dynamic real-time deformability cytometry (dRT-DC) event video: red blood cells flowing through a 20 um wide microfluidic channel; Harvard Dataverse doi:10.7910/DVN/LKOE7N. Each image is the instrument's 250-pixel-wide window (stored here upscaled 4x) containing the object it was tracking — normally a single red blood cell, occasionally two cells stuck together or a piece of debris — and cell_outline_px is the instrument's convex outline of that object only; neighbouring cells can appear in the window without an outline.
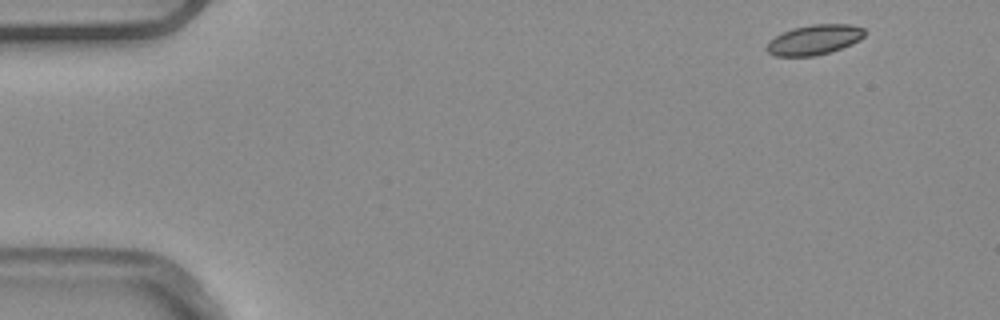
{"species": "common noctule bat (a hibernating species)", "species_latin": "Nyctalus noctula", "temperature_condition": "warm", "stored_images_in_passage": 4, "camera_frame_rate_fps": 3000, "um_per_image_px": 0.085, "animal": {"sex": "male", "body_mass_g": 20.4}, "frame": {"image": 1, "passage_image": 1, "time_ms": 0.0, "image_size_px": [1000, 320], "cell_outline_px": [[864, 36], [860, 40], [852, 44], [816, 56], [776, 56], [768, 52], [764, 48], [768, 40], [792, 28], [812, 24], [852, 24], [864, 28]], "centroid_in_image_um": [69.2, 3.37], "position_along_channel_um": 15.8, "area_um2": 17.17}}
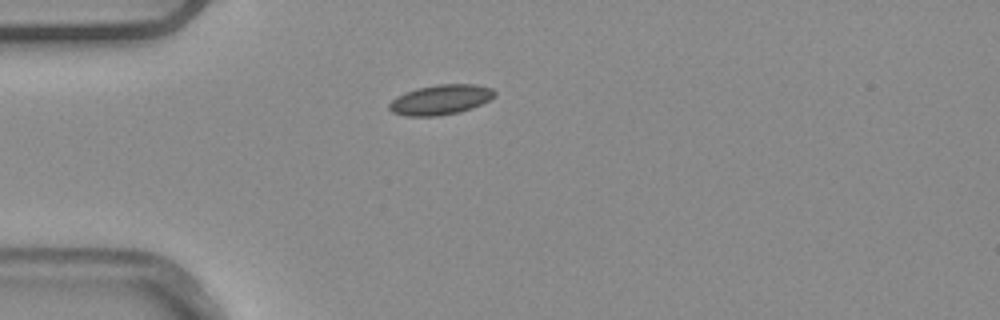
{"frame": {"image": 2, "passage_image": 4, "time_ms": 1.0, "image_size_px": [1000, 320], "cell_outline_px": [[496, 96], [472, 108], [460, 112], [436, 116], [404, 116], [392, 112], [388, 108], [388, 104], [396, 96], [416, 88], [436, 84], [476, 84], [492, 88], [496, 92]], "centroid_in_image_um": [37.44, 8.47], "position_along_channel_um": 47.6, "area_um2": 18.55}}